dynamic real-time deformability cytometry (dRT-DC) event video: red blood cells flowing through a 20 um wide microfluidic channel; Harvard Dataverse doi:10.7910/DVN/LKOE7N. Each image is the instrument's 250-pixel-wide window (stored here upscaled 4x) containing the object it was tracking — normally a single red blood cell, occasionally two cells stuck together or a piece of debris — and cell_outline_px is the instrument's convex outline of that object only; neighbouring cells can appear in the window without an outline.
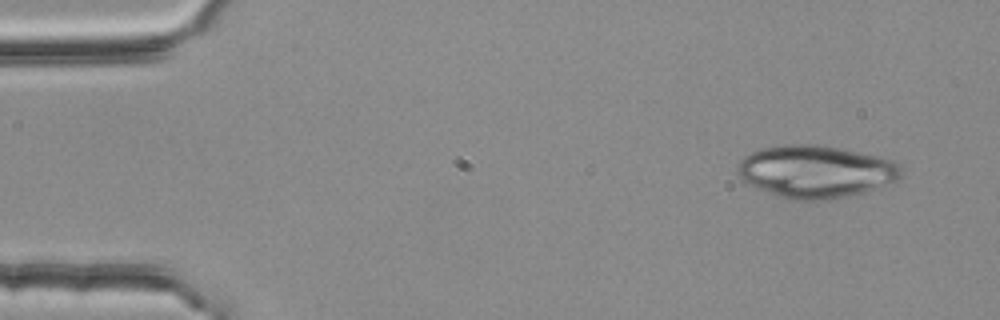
{"species": "common noctule bat (a hibernating species)", "species_latin": "Nyctalus noctula", "temperature_condition": "room temperature", "stored_images_in_passage": 3, "camera_frame_rate_fps": 3000, "um_per_image_px": 0.085, "animal": {"sex": "female", "body_mass_g": 25.1}, "frame": {"image": 1, "passage_image": 1, "time_ms": 0.0, "image_size_px": [1000, 320], "cell_outline_px": [[904, 176], [900, 180], [864, 192], [828, 200], [788, 200], [776, 196], [740, 180], [736, 172], [740, 160], [744, 156], [760, 148], [784, 144], [816, 144], [840, 148], [892, 160], [900, 164]], "centroid_in_image_um": [69.33, 14.59], "position_along_channel_um": 15.7, "area_um2": 50.46}}